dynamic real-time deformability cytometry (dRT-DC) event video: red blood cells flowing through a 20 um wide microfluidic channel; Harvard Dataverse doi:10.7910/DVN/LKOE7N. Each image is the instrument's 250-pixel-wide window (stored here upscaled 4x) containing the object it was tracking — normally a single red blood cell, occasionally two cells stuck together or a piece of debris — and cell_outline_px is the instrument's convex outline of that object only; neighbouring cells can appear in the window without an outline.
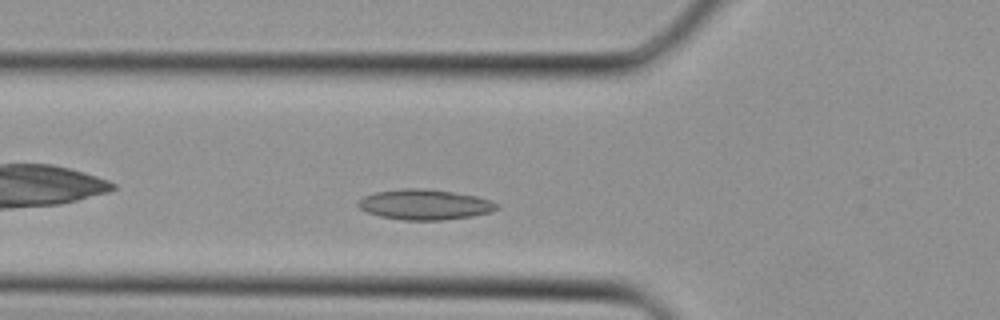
{"species": "Egyptian fruit bat (a non-hibernating species)", "species_latin": "Rousettus aegyptiacus", "temperature_condition": "cold", "stored_images_in_passage": 28, "camera_frame_rate_fps": 3000, "um_per_image_px": 0.085, "animal": {"sex": "female"}, "frame": {"image": 1, "passage_image": 5, "time_ms": 1.333, "image_size_px": [1000, 320], "cell_outline_px": [[500, 208], [488, 212], [472, 216], [444, 220], [404, 220], [380, 216], [368, 212], [360, 208], [356, 204], [364, 196], [376, 192], [400, 188], [424, 188], [452, 192], [476, 196], [500, 204]], "centroid_in_image_um": [36.1, 17.38], "position_along_channel_um": 89.7, "area_um2": 24.39}}
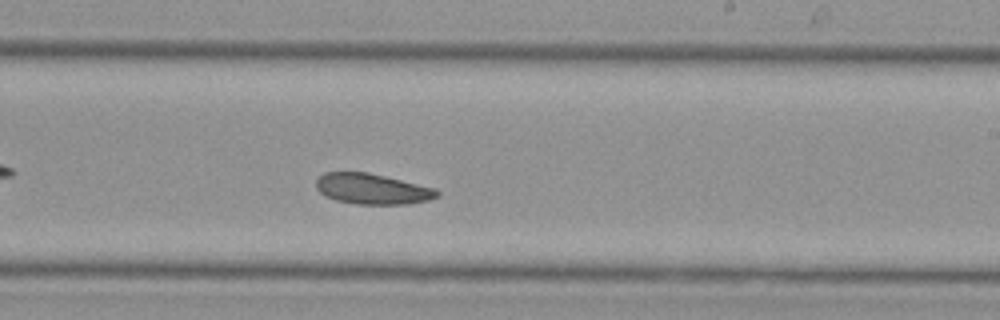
{"frame": {"image": 2, "passage_image": 14, "time_ms": 4.333, "image_size_px": [1000, 320], "cell_outline_px": [[440, 196], [428, 200], [412, 204], [356, 204], [336, 200], [324, 196], [316, 188], [316, 180], [324, 172], [368, 172], [436, 188], [440, 192]], "centroid_in_image_um": [31.66, 16.06], "position_along_channel_um": 257.3, "area_um2": 21.73}}
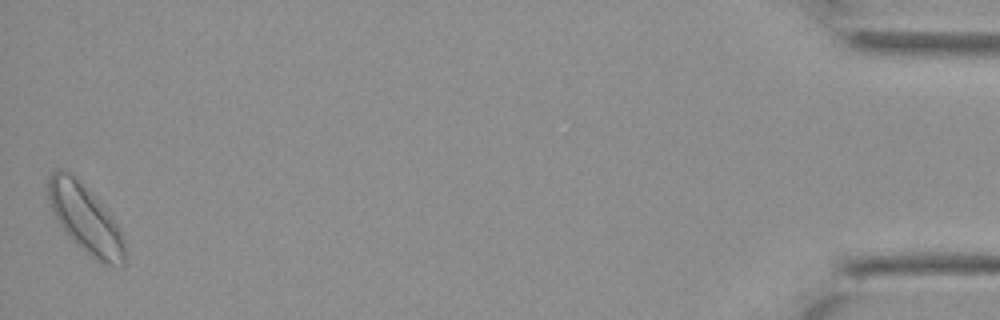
{"frame": {"image": 3, "passage_image": 28, "time_ms": 9.0, "image_size_px": [1000, 320], "cell_outline_px": [[124, 268], [120, 268], [104, 264], [96, 260], [84, 252], [64, 232], [48, 200], [48, 176], [56, 168], [68, 172], [100, 200], [112, 216], [120, 228], [124, 240]], "centroid_in_image_um": [7.28, 18.64], "position_along_channel_um": 427.9, "area_um2": 30.46}}